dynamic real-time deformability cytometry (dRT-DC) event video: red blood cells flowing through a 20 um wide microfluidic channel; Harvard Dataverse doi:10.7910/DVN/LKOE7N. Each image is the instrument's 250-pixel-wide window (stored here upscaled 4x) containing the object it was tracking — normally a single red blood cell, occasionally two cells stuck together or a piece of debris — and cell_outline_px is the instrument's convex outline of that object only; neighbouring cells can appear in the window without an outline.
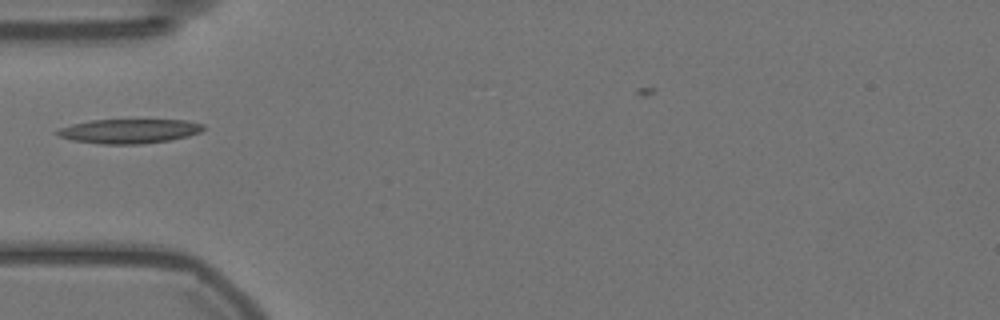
{"species": "Egyptian fruit bat (a non-hibernating species)", "species_latin": "Rousettus aegyptiacus", "temperature_condition": "warm", "stored_images_in_passage": 14, "camera_frame_rate_fps": 3000, "um_per_image_px": 0.085, "animal": {"sex": "female"}, "frame": {"image": 1, "passage_image": 1, "time_ms": 0.0, "image_size_px": [1000, 320], "cell_outline_px": [[204, 128], [200, 132], [188, 136], [172, 140], [140, 144], [100, 144], [72, 140], [60, 136], [56, 132], [60, 128], [72, 124], [92, 120], [188, 120], [204, 124]], "centroid_in_image_um": [11.02, 11.15], "position_along_channel_um": 74.0, "area_um2": 20.69}}
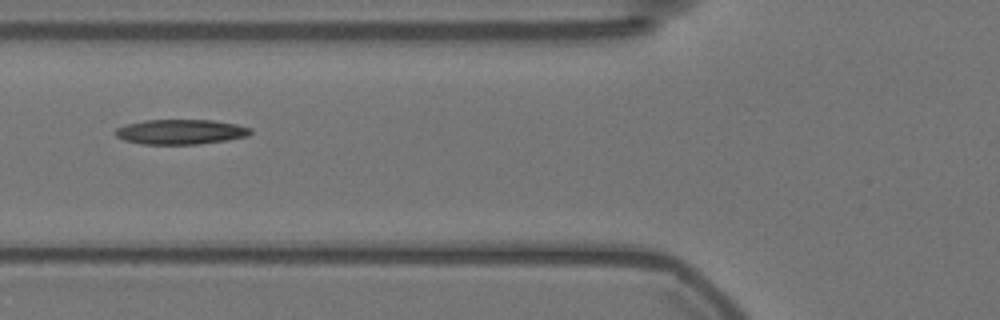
{"frame": {"image": 2, "passage_image": 4, "time_ms": 1.0, "image_size_px": [1000, 320], "cell_outline_px": [[252, 132], [248, 136], [228, 140], [200, 144], [144, 144], [124, 140], [116, 136], [116, 128], [124, 124], [144, 120], [212, 120], [236, 124], [252, 128]], "centroid_in_image_um": [15.37, 11.2], "position_along_channel_um": 110.4, "area_um2": 19.71}}
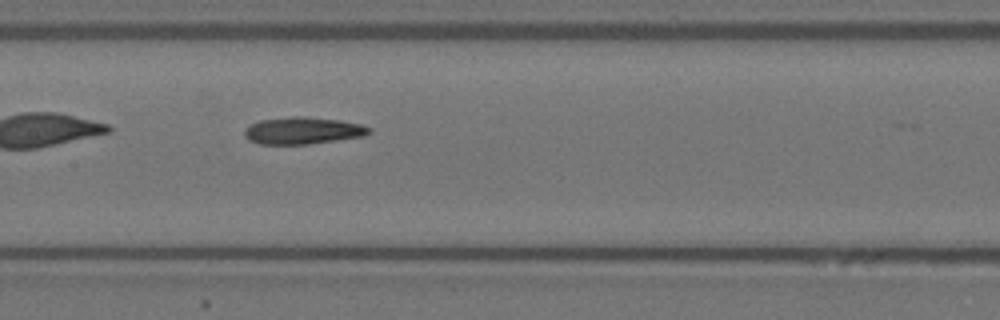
{"frame": {"image": 3, "passage_image": 10, "time_ms": 3.0, "image_size_px": [1000, 320], "cell_outline_px": [[372, 132], [364, 136], [308, 144], [260, 144], [248, 140], [244, 136], [244, 132], [248, 124], [260, 120], [292, 116], [304, 116], [340, 120], [360, 124], [368, 128]], "centroid_in_image_um": [25.69, 11.1], "position_along_channel_um": 181.7, "area_um2": 19.65}}